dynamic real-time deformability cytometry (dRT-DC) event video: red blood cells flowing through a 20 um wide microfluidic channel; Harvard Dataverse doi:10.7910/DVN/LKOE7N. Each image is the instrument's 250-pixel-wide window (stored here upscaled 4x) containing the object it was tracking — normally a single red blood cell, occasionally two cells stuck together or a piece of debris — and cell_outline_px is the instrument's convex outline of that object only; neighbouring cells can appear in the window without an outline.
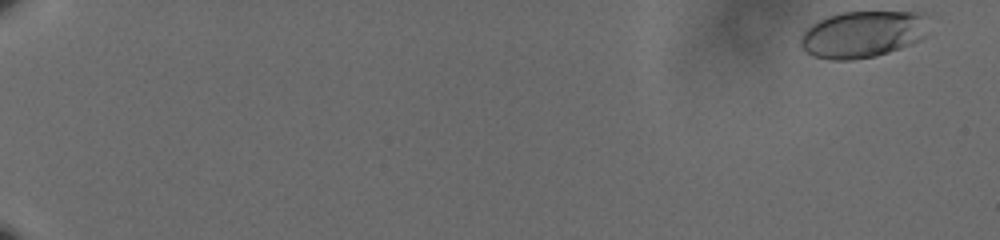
{"species": "human", "species_latin": "Homo sapiens", "temperature_condition": "cold", "stored_images_in_passage": 59, "camera_frame_rate_fps": 3000, "um_per_image_px": 0.085, "donor": {"sex": "male"}, "frame": {"image": 1, "passage_image": 1, "time_ms": 0.0, "image_size_px": [1000, 240], "cell_outline_px": [[928, 36], [912, 44], [876, 56], [852, 60], [832, 60], [812, 56], [800, 44], [800, 36], [812, 24], [828, 16], [840, 12], [924, 12]], "centroid_in_image_um": [73.35, 2.91], "position_along_channel_um": 11.7, "area_um2": 34.97}}
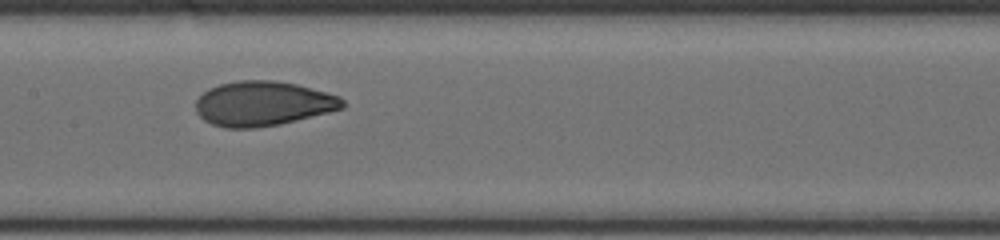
{"frame": {"image": 2, "passage_image": 33, "time_ms": 10.667, "image_size_px": [1000, 240], "cell_outline_px": [[344, 108], [280, 124], [252, 128], [224, 128], [212, 124], [204, 120], [196, 112], [196, 100], [208, 88], [220, 84], [236, 80], [272, 80], [296, 84], [340, 96], [344, 100]], "centroid_in_image_um": [22.33, 8.8], "position_along_channel_um": 185.1, "area_um2": 38.15}}
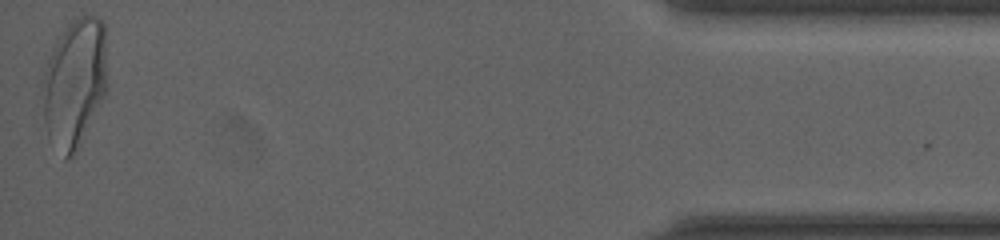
{"frame": {"image": 3, "passage_image": 59, "time_ms": 19.333, "image_size_px": [1000, 240], "cell_outline_px": [[108, 88], [76, 152], [72, 156], [64, 160], [48, 136], [44, 120], [44, 68], [56, 40], [68, 24], [76, 16], [96, 16], [104, 24], [108, 84]], "centroid_in_image_um": [6.36, 7.03], "position_along_channel_um": 428.8, "area_um2": 48.49}, "authors_computed_cell_mechanics": {"area_um2": 37.6278, "velocity_mm_per_s": 3.6198, "shape_relaxation_time_tau1_ms": 4.9809, "shape_relaxation_time_tau2_ms": 0.9193, "deformation_change_tau1": 0.1692, "deformation_change_tau2": 0.0582}}